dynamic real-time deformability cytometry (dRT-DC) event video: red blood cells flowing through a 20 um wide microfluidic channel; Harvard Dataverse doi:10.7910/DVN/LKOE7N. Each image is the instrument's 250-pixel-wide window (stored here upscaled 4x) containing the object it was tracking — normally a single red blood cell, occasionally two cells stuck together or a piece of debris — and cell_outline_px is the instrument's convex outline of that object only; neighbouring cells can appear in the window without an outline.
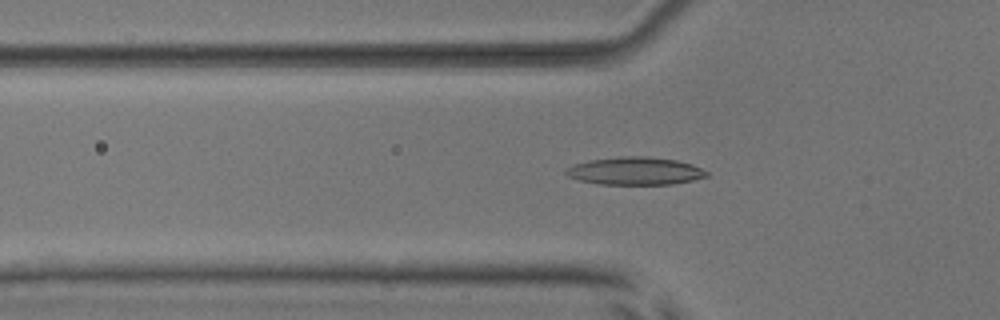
{"species": "common noctule bat (a hibernating species)", "species_latin": "Nyctalus noctula", "temperature_condition": "room temperature", "stored_images_in_passage": 42, "camera_frame_rate_fps": 3000, "um_per_image_px": 0.085, "animal": {"sex": "male", "body_mass_g": 17.9, "forearm_length_mm": 54.2}, "frame": {"image": 1, "passage_image": 7, "time_ms": 2.0, "image_size_px": [1000, 320], "cell_outline_px": [[708, 176], [692, 180], [672, 184], [600, 184], [580, 180], [568, 176], [564, 172], [572, 164], [588, 160], [620, 156], [648, 156], [676, 160], [692, 164], [708, 172]], "centroid_in_image_um": [53.97, 14.52], "position_along_channel_um": 71.8, "area_um2": 22.72}}
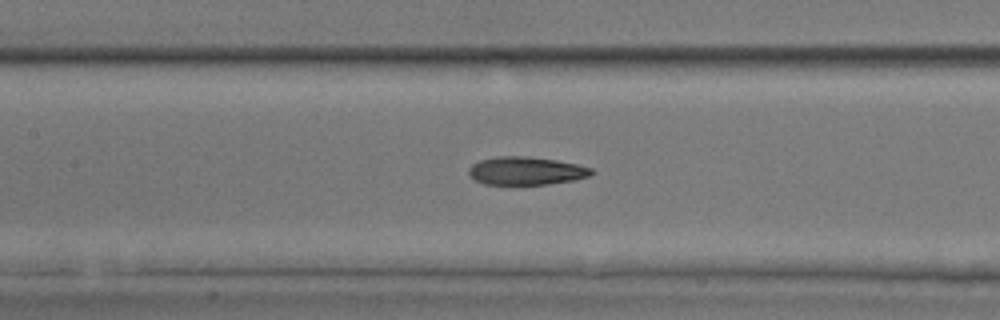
{"frame": {"image": 2, "passage_image": 14, "time_ms": 4.333, "image_size_px": [1000, 320], "cell_outline_px": [[596, 172], [588, 176], [576, 180], [548, 184], [484, 184], [476, 180], [468, 172], [468, 168], [472, 164], [480, 160], [500, 156], [524, 156], [556, 160], [576, 164], [592, 168]], "centroid_in_image_um": [44.74, 14.52], "position_along_channel_um": 162.7, "area_um2": 20.0}}
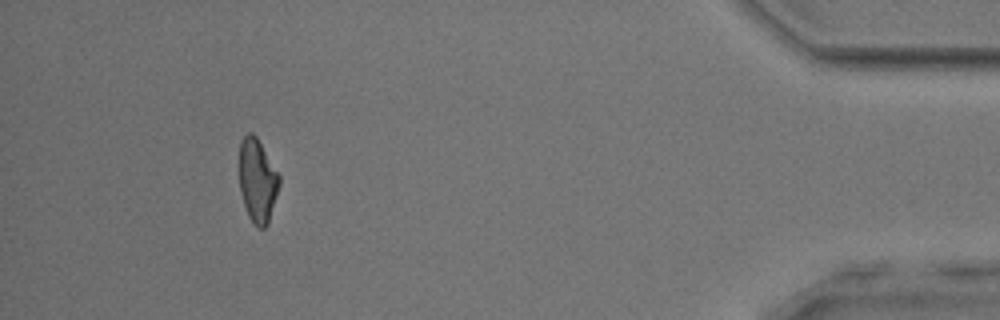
{"frame": {"image": 3, "passage_image": 38, "time_ms": 12.333, "image_size_px": [1000, 320], "cell_outline_px": [[280, 184], [268, 224], [264, 228], [260, 228], [248, 216], [240, 192], [240, 140], [248, 132], [252, 132], [256, 136], [280, 176]], "centroid_in_image_um": [21.89, 15.34], "position_along_channel_um": 413.3, "area_um2": 19.25}, "authors_computed_cell_mechanics": {"area_um2": 20.3456, "velocity_mm_per_s": 3.8953, "shape_relaxation_time_tau1_ms": 4.7241, "shape_relaxation_time_tau2_ms": 2.8915, "deformation_change_tau1": 0.1456, "deformation_change_tau2": 0.1024}}